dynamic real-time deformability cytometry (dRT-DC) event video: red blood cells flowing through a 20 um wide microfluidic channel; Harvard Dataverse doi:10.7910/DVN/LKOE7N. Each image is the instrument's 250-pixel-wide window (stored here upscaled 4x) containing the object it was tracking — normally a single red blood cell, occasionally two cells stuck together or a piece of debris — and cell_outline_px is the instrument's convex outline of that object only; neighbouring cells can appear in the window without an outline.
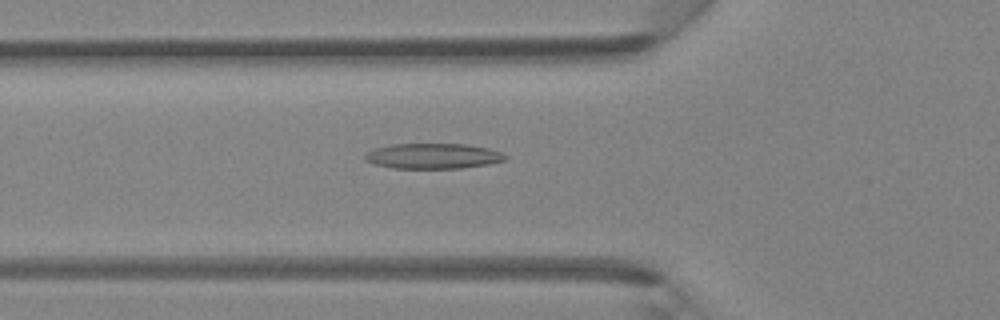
{"species": "Egyptian fruit bat (a non-hibernating species)", "species_latin": "Rousettus aegyptiacus", "temperature_condition": "room temperature", "stored_images_in_passage": 45, "camera_frame_rate_fps": 3000, "um_per_image_px": 0.085, "animal": {"sex": "female"}, "frame": {"image": 1, "passage_image": 16, "time_ms": 5.0, "image_size_px": [1000, 320], "cell_outline_px": [[508, 156], [504, 160], [488, 164], [460, 168], [392, 168], [376, 164], [364, 160], [364, 152], [372, 148], [392, 144], [464, 144], [488, 148], [500, 152]], "centroid_in_image_um": [36.74, 13.26], "position_along_channel_um": 89.1, "area_um2": 20.75}}
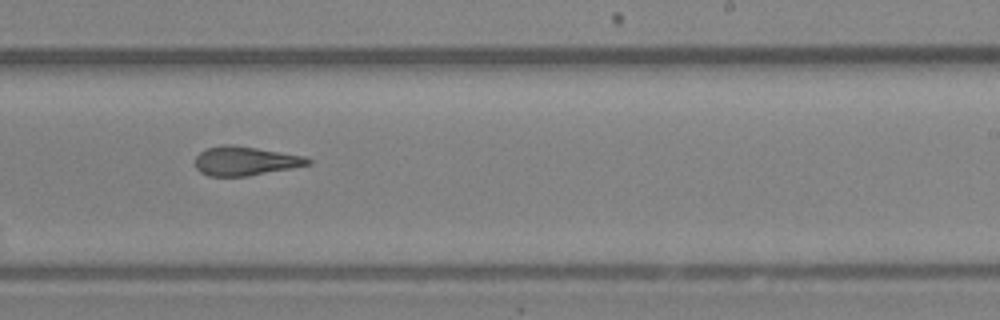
{"frame": {"image": 2, "passage_image": 28, "time_ms": 9.0, "image_size_px": [1000, 320], "cell_outline_px": [[312, 164], [248, 176], [208, 176], [200, 172], [196, 168], [196, 156], [200, 152], [208, 148], [224, 144], [232, 144], [304, 156], [312, 160]], "centroid_in_image_um": [20.84, 13.68], "position_along_channel_um": 268.2, "area_um2": 18.96}}
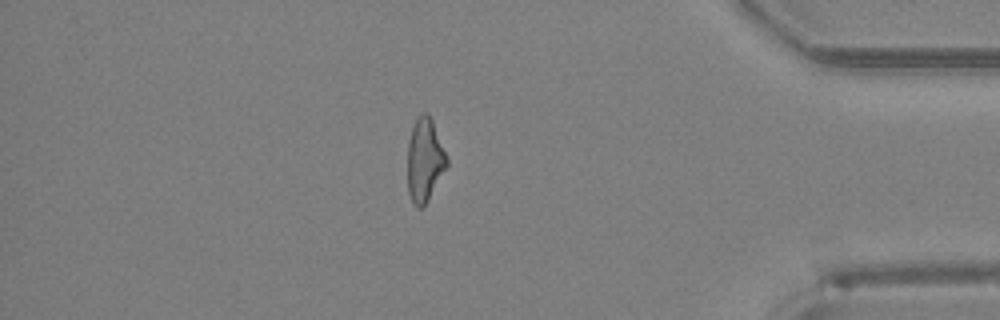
{"frame": {"image": 3, "passage_image": 39, "time_ms": 12.667, "image_size_px": [1000, 320], "cell_outline_px": [[448, 164], [428, 200], [420, 208], [416, 208], [412, 204], [408, 192], [408, 140], [412, 128], [416, 120], [424, 112], [428, 112], [432, 120], [448, 160]], "centroid_in_image_um": [36.08, 13.63], "position_along_channel_um": 399.1, "area_um2": 18.84}}